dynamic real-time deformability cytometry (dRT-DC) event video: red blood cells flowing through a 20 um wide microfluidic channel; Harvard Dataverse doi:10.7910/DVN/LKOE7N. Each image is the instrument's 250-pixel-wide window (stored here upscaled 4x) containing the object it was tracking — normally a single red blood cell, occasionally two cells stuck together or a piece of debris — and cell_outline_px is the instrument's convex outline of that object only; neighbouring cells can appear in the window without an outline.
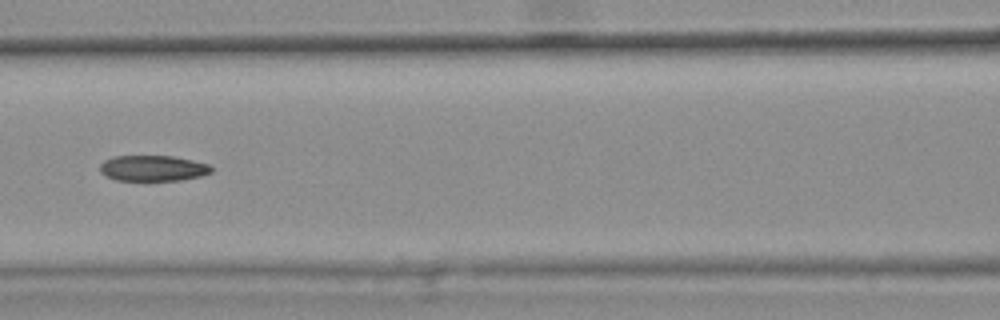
{"species": "common noctule bat (a hibernating species)", "species_latin": "Nyctalus noctula", "temperature_condition": "warm", "stored_images_in_passage": 9, "camera_frame_rate_fps": 3000, "um_per_image_px": 0.085, "animal": {"sex": "female", "body_mass_g": 25.1}, "frame": {"image": 1, "passage_image": 6, "time_ms": 1.667, "image_size_px": [1000, 320], "cell_outline_px": [[212, 172], [200, 176], [180, 180], [116, 180], [100, 172], [100, 164], [104, 160], [112, 156], [172, 156], [192, 160], [208, 164], [212, 168]], "centroid_in_image_um": [12.98, 14.29], "position_along_channel_um": 153.6, "area_um2": 16.59}}